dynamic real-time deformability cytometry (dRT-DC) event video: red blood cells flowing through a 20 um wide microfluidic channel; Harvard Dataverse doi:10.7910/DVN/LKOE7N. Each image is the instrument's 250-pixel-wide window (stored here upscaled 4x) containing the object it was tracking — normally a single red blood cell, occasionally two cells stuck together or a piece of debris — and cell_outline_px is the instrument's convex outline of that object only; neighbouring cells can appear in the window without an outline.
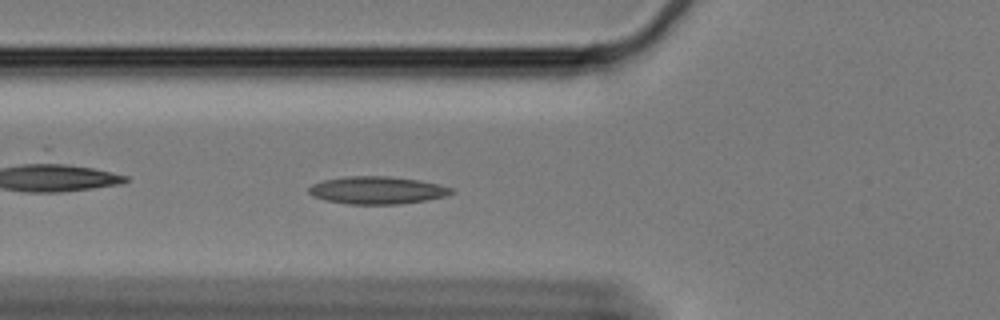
{"species": "Egyptian fruit bat (a non-hibernating species)", "species_latin": "Rousettus aegyptiacus", "temperature_condition": "cold", "stored_images_in_passage": 57, "camera_frame_rate_fps": 3000, "um_per_image_px": 0.085, "animal": {"sex": "female"}, "frame": {"image": 1, "passage_image": 17, "time_ms": 5.333, "image_size_px": [1000, 320], "cell_outline_px": [[452, 192], [444, 196], [424, 200], [396, 204], [348, 204], [328, 200], [316, 196], [308, 192], [308, 188], [312, 184], [324, 180], [348, 176], [388, 176], [420, 180], [452, 188]], "centroid_in_image_um": [32.03, 16.16], "position_along_channel_um": 93.8, "area_um2": 22.43}}
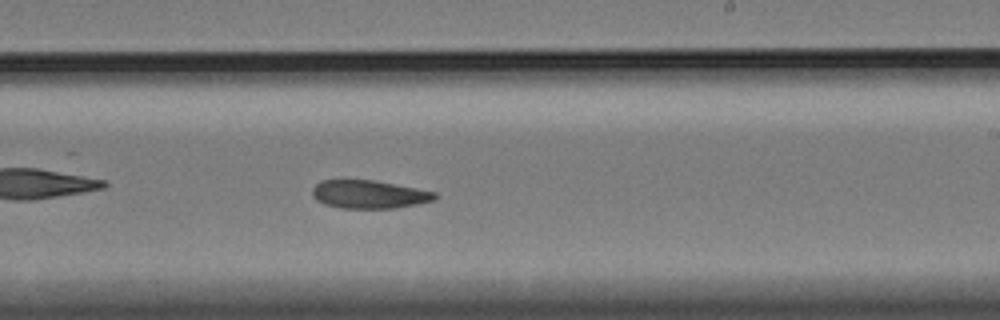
{"frame": {"image": 2, "passage_image": 32, "time_ms": 10.333, "image_size_px": [1000, 320], "cell_outline_px": [[436, 196], [432, 200], [416, 204], [396, 208], [340, 208], [324, 204], [316, 200], [312, 196], [312, 188], [320, 180], [376, 180], [436, 192]], "centroid_in_image_um": [31.32, 16.51], "position_along_channel_um": 257.7, "area_um2": 20.11}}
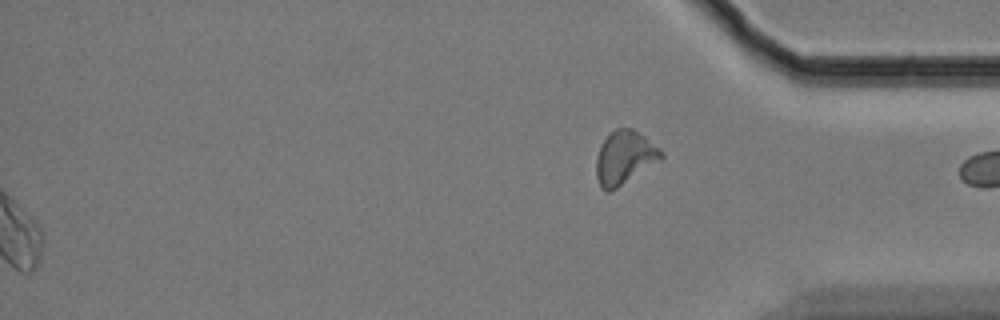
{"frame": {"image": 3, "passage_image": 57, "time_ms": 18.667, "image_size_px": [1000, 320], "cell_outline_px": [[664, 156], [660, 160], [616, 188], [608, 192], [604, 192], [600, 188], [596, 176], [596, 156], [608, 132], [616, 128], [632, 128], [644, 136], [660, 148], [664, 152]], "centroid_in_image_um": [53.07, 13.39], "position_along_channel_um": 382.1, "area_um2": 20.17}}